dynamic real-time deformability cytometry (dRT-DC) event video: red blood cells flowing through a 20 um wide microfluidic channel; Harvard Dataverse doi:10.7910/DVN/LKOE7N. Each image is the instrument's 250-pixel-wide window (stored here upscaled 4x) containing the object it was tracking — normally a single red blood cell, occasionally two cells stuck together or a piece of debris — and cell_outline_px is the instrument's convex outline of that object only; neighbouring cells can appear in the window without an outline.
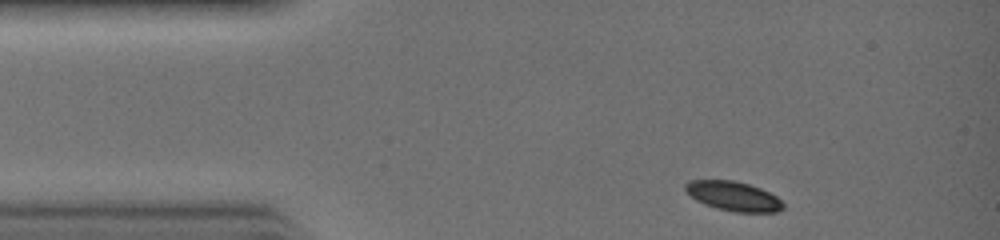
{"species": "common noctule bat (a hibernating species)", "species_latin": "Nyctalus noctula", "temperature_condition": "warm", "stored_images_in_passage": 25, "camera_frame_rate_fps": 3000, "um_per_image_px": 0.085, "animal": {"sex": "female", "body_mass_g": 19.0, "forearm_length_mm": 51.5}, "frame": {"image": 1, "passage_image": 1, "time_ms": 0.0, "image_size_px": [1000, 240], "cell_outline_px": [[784, 208], [776, 212], [736, 212], [716, 208], [704, 204], [696, 200], [684, 188], [684, 184], [688, 180], [732, 180], [748, 184], [760, 188], [776, 196], [784, 204]], "centroid_in_image_um": [62.33, 16.67], "position_along_channel_um": 22.7, "area_um2": 16.7}}
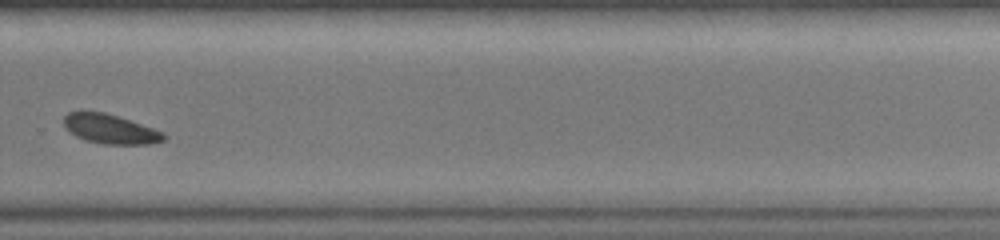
{"frame": {"image": 2, "passage_image": 19, "time_ms": 6.0, "image_size_px": [1000, 240], "cell_outline_px": [[168, 136], [164, 140], [148, 144], [104, 144], [84, 140], [76, 136], [64, 128], [64, 116], [68, 112], [80, 108], [104, 112], [164, 132]], "centroid_in_image_um": [9.29, 10.93], "position_along_channel_um": 320.5, "area_um2": 17.46}}
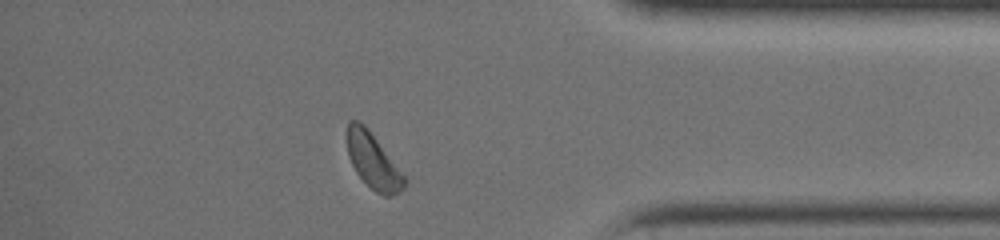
{"frame": {"image": 3, "passage_image": 24, "time_ms": 7.667, "image_size_px": [1000, 240], "cell_outline_px": [[408, 180], [400, 192], [388, 196], [384, 196], [376, 192], [356, 172], [348, 156], [348, 120], [356, 120], [364, 124], [368, 128]], "centroid_in_image_um": [31.73, 13.69], "position_along_channel_um": 403.5, "area_um2": 18.09}}